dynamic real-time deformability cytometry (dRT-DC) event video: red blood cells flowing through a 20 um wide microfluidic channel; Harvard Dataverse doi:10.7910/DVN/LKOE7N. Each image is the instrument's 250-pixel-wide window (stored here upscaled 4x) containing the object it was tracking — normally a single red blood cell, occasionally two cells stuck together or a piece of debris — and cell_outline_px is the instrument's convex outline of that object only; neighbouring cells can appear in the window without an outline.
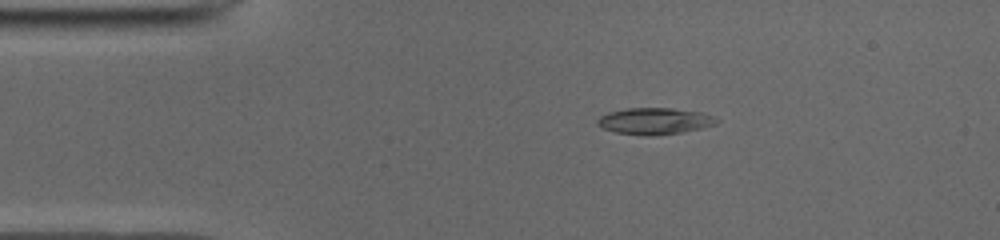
{"species": "common noctule bat (a hibernating species)", "species_latin": "Nyctalus noctula", "temperature_condition": "cold", "stored_images_in_passage": 51, "camera_frame_rate_fps": 3000, "um_per_image_px": 0.085, "animal": {"sex": "male", "body_mass_g": 19.0, "forearm_length_mm": 50.8}, "frame": {"image": 1, "passage_image": 10, "time_ms": 3.0, "image_size_px": [1000, 240], "cell_outline_px": [[720, 120], [716, 124], [700, 128], [680, 132], [656, 136], [644, 136], [616, 132], [600, 128], [596, 124], [596, 120], [600, 116], [608, 112], [628, 108], [672, 108], [700, 112], [712, 116]], "centroid_in_image_um": [55.59, 10.3], "position_along_channel_um": 29.4, "area_um2": 18.5}}
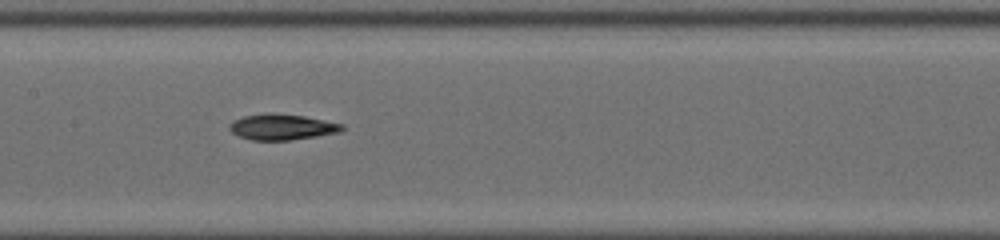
{"frame": {"image": 2, "passage_image": 25, "time_ms": 8.0, "image_size_px": [1000, 240], "cell_outline_px": [[344, 128], [340, 132], [292, 140], [252, 140], [240, 136], [232, 132], [228, 128], [228, 124], [232, 120], [244, 116], [264, 112], [272, 112], [304, 116], [344, 124]], "centroid_in_image_um": [23.94, 10.78], "position_along_channel_um": 183.5, "area_um2": 17.11}}
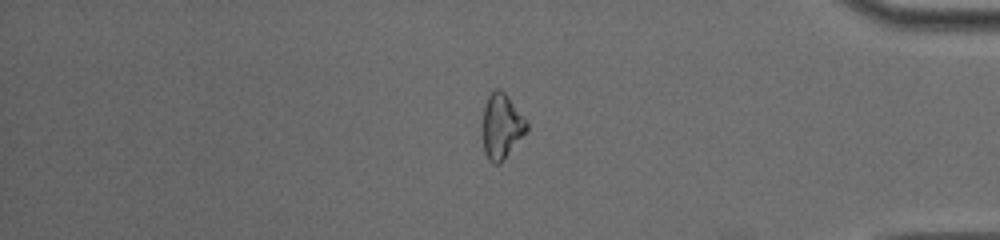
{"frame": {"image": 3, "passage_image": 43, "time_ms": 14.0, "image_size_px": [1000, 240], "cell_outline_px": [[528, 132], [500, 164], [496, 164], [488, 160], [484, 152], [484, 108], [488, 96], [496, 88], [500, 88], [508, 96], [528, 124]], "centroid_in_image_um": [42.66, 10.76], "position_along_channel_um": 392.5, "area_um2": 16.53}}